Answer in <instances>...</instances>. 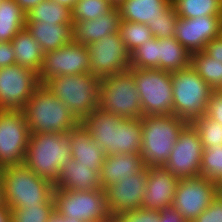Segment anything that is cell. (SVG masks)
Instances as JSON below:
<instances>
[{
    "instance_id": "1",
    "label": "cell",
    "mask_w": 222,
    "mask_h": 222,
    "mask_svg": "<svg viewBox=\"0 0 222 222\" xmlns=\"http://www.w3.org/2000/svg\"><path fill=\"white\" fill-rule=\"evenodd\" d=\"M81 123L91 133L105 156L114 154H141L142 122L138 118H124L96 108Z\"/></svg>"
},
{
    "instance_id": "2",
    "label": "cell",
    "mask_w": 222,
    "mask_h": 222,
    "mask_svg": "<svg viewBox=\"0 0 222 222\" xmlns=\"http://www.w3.org/2000/svg\"><path fill=\"white\" fill-rule=\"evenodd\" d=\"M141 155L145 167L164 166L182 129L188 124L174 114L142 116Z\"/></svg>"
},
{
    "instance_id": "3",
    "label": "cell",
    "mask_w": 222,
    "mask_h": 222,
    "mask_svg": "<svg viewBox=\"0 0 222 222\" xmlns=\"http://www.w3.org/2000/svg\"><path fill=\"white\" fill-rule=\"evenodd\" d=\"M23 113L31 133H67L80 121L44 85H40L24 106Z\"/></svg>"
},
{
    "instance_id": "4",
    "label": "cell",
    "mask_w": 222,
    "mask_h": 222,
    "mask_svg": "<svg viewBox=\"0 0 222 222\" xmlns=\"http://www.w3.org/2000/svg\"><path fill=\"white\" fill-rule=\"evenodd\" d=\"M70 157L67 133H31L23 163L30 171L55 185L61 166Z\"/></svg>"
},
{
    "instance_id": "5",
    "label": "cell",
    "mask_w": 222,
    "mask_h": 222,
    "mask_svg": "<svg viewBox=\"0 0 222 222\" xmlns=\"http://www.w3.org/2000/svg\"><path fill=\"white\" fill-rule=\"evenodd\" d=\"M1 174L5 204L10 209L43 205L53 196L54 185L24 163L1 169Z\"/></svg>"
},
{
    "instance_id": "6",
    "label": "cell",
    "mask_w": 222,
    "mask_h": 222,
    "mask_svg": "<svg viewBox=\"0 0 222 222\" xmlns=\"http://www.w3.org/2000/svg\"><path fill=\"white\" fill-rule=\"evenodd\" d=\"M81 122L98 108L100 78L92 73L59 75L43 84Z\"/></svg>"
},
{
    "instance_id": "7",
    "label": "cell",
    "mask_w": 222,
    "mask_h": 222,
    "mask_svg": "<svg viewBox=\"0 0 222 222\" xmlns=\"http://www.w3.org/2000/svg\"><path fill=\"white\" fill-rule=\"evenodd\" d=\"M173 114L188 123L206 114L212 89L191 67L171 72Z\"/></svg>"
},
{
    "instance_id": "8",
    "label": "cell",
    "mask_w": 222,
    "mask_h": 222,
    "mask_svg": "<svg viewBox=\"0 0 222 222\" xmlns=\"http://www.w3.org/2000/svg\"><path fill=\"white\" fill-rule=\"evenodd\" d=\"M98 107L124 118L143 116L135 77L129 70L100 78Z\"/></svg>"
},
{
    "instance_id": "9",
    "label": "cell",
    "mask_w": 222,
    "mask_h": 222,
    "mask_svg": "<svg viewBox=\"0 0 222 222\" xmlns=\"http://www.w3.org/2000/svg\"><path fill=\"white\" fill-rule=\"evenodd\" d=\"M135 77L143 116L173 114L171 72L159 69H128Z\"/></svg>"
},
{
    "instance_id": "10",
    "label": "cell",
    "mask_w": 222,
    "mask_h": 222,
    "mask_svg": "<svg viewBox=\"0 0 222 222\" xmlns=\"http://www.w3.org/2000/svg\"><path fill=\"white\" fill-rule=\"evenodd\" d=\"M55 211L64 218L84 222H110L103 189L89 191L54 189Z\"/></svg>"
},
{
    "instance_id": "11",
    "label": "cell",
    "mask_w": 222,
    "mask_h": 222,
    "mask_svg": "<svg viewBox=\"0 0 222 222\" xmlns=\"http://www.w3.org/2000/svg\"><path fill=\"white\" fill-rule=\"evenodd\" d=\"M30 135L23 111L0 110V170L23 163Z\"/></svg>"
},
{
    "instance_id": "12",
    "label": "cell",
    "mask_w": 222,
    "mask_h": 222,
    "mask_svg": "<svg viewBox=\"0 0 222 222\" xmlns=\"http://www.w3.org/2000/svg\"><path fill=\"white\" fill-rule=\"evenodd\" d=\"M40 85L38 73L27 67L0 68V110L23 111Z\"/></svg>"
},
{
    "instance_id": "13",
    "label": "cell",
    "mask_w": 222,
    "mask_h": 222,
    "mask_svg": "<svg viewBox=\"0 0 222 222\" xmlns=\"http://www.w3.org/2000/svg\"><path fill=\"white\" fill-rule=\"evenodd\" d=\"M87 49L89 73L99 78L119 74L130 68V52L119 32L104 35L99 41L89 44Z\"/></svg>"
},
{
    "instance_id": "14",
    "label": "cell",
    "mask_w": 222,
    "mask_h": 222,
    "mask_svg": "<svg viewBox=\"0 0 222 222\" xmlns=\"http://www.w3.org/2000/svg\"><path fill=\"white\" fill-rule=\"evenodd\" d=\"M203 150L198 131L188 123L180 132L164 167L179 180L201 176Z\"/></svg>"
},
{
    "instance_id": "15",
    "label": "cell",
    "mask_w": 222,
    "mask_h": 222,
    "mask_svg": "<svg viewBox=\"0 0 222 222\" xmlns=\"http://www.w3.org/2000/svg\"><path fill=\"white\" fill-rule=\"evenodd\" d=\"M218 194V185L205 177L180 179L172 206L188 222H192L212 204Z\"/></svg>"
},
{
    "instance_id": "16",
    "label": "cell",
    "mask_w": 222,
    "mask_h": 222,
    "mask_svg": "<svg viewBox=\"0 0 222 222\" xmlns=\"http://www.w3.org/2000/svg\"><path fill=\"white\" fill-rule=\"evenodd\" d=\"M90 57L87 45L71 41L57 50L44 53L43 65L38 73L39 82L59 75L89 73Z\"/></svg>"
},
{
    "instance_id": "17",
    "label": "cell",
    "mask_w": 222,
    "mask_h": 222,
    "mask_svg": "<svg viewBox=\"0 0 222 222\" xmlns=\"http://www.w3.org/2000/svg\"><path fill=\"white\" fill-rule=\"evenodd\" d=\"M222 35V15L197 18L178 17L175 26L176 40L190 53L203 51L206 44Z\"/></svg>"
},
{
    "instance_id": "18",
    "label": "cell",
    "mask_w": 222,
    "mask_h": 222,
    "mask_svg": "<svg viewBox=\"0 0 222 222\" xmlns=\"http://www.w3.org/2000/svg\"><path fill=\"white\" fill-rule=\"evenodd\" d=\"M148 178V167L136 172L126 180L104 189L106 204L111 216L120 212L142 208Z\"/></svg>"
},
{
    "instance_id": "19",
    "label": "cell",
    "mask_w": 222,
    "mask_h": 222,
    "mask_svg": "<svg viewBox=\"0 0 222 222\" xmlns=\"http://www.w3.org/2000/svg\"><path fill=\"white\" fill-rule=\"evenodd\" d=\"M179 179L164 166L148 167L142 208L160 211L172 206Z\"/></svg>"
},
{
    "instance_id": "20",
    "label": "cell",
    "mask_w": 222,
    "mask_h": 222,
    "mask_svg": "<svg viewBox=\"0 0 222 222\" xmlns=\"http://www.w3.org/2000/svg\"><path fill=\"white\" fill-rule=\"evenodd\" d=\"M67 137L70 144L71 157L88 169L100 172L105 159L104 150L95 143L91 133L83 124L80 122L69 130Z\"/></svg>"
},
{
    "instance_id": "21",
    "label": "cell",
    "mask_w": 222,
    "mask_h": 222,
    "mask_svg": "<svg viewBox=\"0 0 222 222\" xmlns=\"http://www.w3.org/2000/svg\"><path fill=\"white\" fill-rule=\"evenodd\" d=\"M120 20L117 7L93 20H72V41L88 46L102 39L104 35L119 32Z\"/></svg>"
},
{
    "instance_id": "22",
    "label": "cell",
    "mask_w": 222,
    "mask_h": 222,
    "mask_svg": "<svg viewBox=\"0 0 222 222\" xmlns=\"http://www.w3.org/2000/svg\"><path fill=\"white\" fill-rule=\"evenodd\" d=\"M145 168L141 154H114L105 156L100 171L101 189L132 177Z\"/></svg>"
},
{
    "instance_id": "23",
    "label": "cell",
    "mask_w": 222,
    "mask_h": 222,
    "mask_svg": "<svg viewBox=\"0 0 222 222\" xmlns=\"http://www.w3.org/2000/svg\"><path fill=\"white\" fill-rule=\"evenodd\" d=\"M100 188V172L88 169L72 157L61 166L59 180L54 185V189L82 192Z\"/></svg>"
},
{
    "instance_id": "24",
    "label": "cell",
    "mask_w": 222,
    "mask_h": 222,
    "mask_svg": "<svg viewBox=\"0 0 222 222\" xmlns=\"http://www.w3.org/2000/svg\"><path fill=\"white\" fill-rule=\"evenodd\" d=\"M25 28L40 44L44 53L54 51L72 41V24H54L29 22L26 19Z\"/></svg>"
},
{
    "instance_id": "25",
    "label": "cell",
    "mask_w": 222,
    "mask_h": 222,
    "mask_svg": "<svg viewBox=\"0 0 222 222\" xmlns=\"http://www.w3.org/2000/svg\"><path fill=\"white\" fill-rule=\"evenodd\" d=\"M172 0H124L117 8L121 20L151 24Z\"/></svg>"
},
{
    "instance_id": "26",
    "label": "cell",
    "mask_w": 222,
    "mask_h": 222,
    "mask_svg": "<svg viewBox=\"0 0 222 222\" xmlns=\"http://www.w3.org/2000/svg\"><path fill=\"white\" fill-rule=\"evenodd\" d=\"M16 65L27 67L39 73L42 65L44 52L35 38L26 28L20 30L11 40Z\"/></svg>"
},
{
    "instance_id": "27",
    "label": "cell",
    "mask_w": 222,
    "mask_h": 222,
    "mask_svg": "<svg viewBox=\"0 0 222 222\" xmlns=\"http://www.w3.org/2000/svg\"><path fill=\"white\" fill-rule=\"evenodd\" d=\"M191 53L174 36L158 39L159 70L178 71L190 66Z\"/></svg>"
},
{
    "instance_id": "28",
    "label": "cell",
    "mask_w": 222,
    "mask_h": 222,
    "mask_svg": "<svg viewBox=\"0 0 222 222\" xmlns=\"http://www.w3.org/2000/svg\"><path fill=\"white\" fill-rule=\"evenodd\" d=\"M26 13L14 0L0 1V42L11 41L25 28Z\"/></svg>"
},
{
    "instance_id": "29",
    "label": "cell",
    "mask_w": 222,
    "mask_h": 222,
    "mask_svg": "<svg viewBox=\"0 0 222 222\" xmlns=\"http://www.w3.org/2000/svg\"><path fill=\"white\" fill-rule=\"evenodd\" d=\"M190 66L213 91H218L222 86V61L198 51L191 53Z\"/></svg>"
},
{
    "instance_id": "30",
    "label": "cell",
    "mask_w": 222,
    "mask_h": 222,
    "mask_svg": "<svg viewBox=\"0 0 222 222\" xmlns=\"http://www.w3.org/2000/svg\"><path fill=\"white\" fill-rule=\"evenodd\" d=\"M26 18L29 22H44L56 24H72L71 9L53 0H45L31 9Z\"/></svg>"
},
{
    "instance_id": "31",
    "label": "cell",
    "mask_w": 222,
    "mask_h": 222,
    "mask_svg": "<svg viewBox=\"0 0 222 222\" xmlns=\"http://www.w3.org/2000/svg\"><path fill=\"white\" fill-rule=\"evenodd\" d=\"M178 17L222 15V0H172Z\"/></svg>"
},
{
    "instance_id": "32",
    "label": "cell",
    "mask_w": 222,
    "mask_h": 222,
    "mask_svg": "<svg viewBox=\"0 0 222 222\" xmlns=\"http://www.w3.org/2000/svg\"><path fill=\"white\" fill-rule=\"evenodd\" d=\"M119 33L130 53L154 38L146 24L126 20H120Z\"/></svg>"
},
{
    "instance_id": "33",
    "label": "cell",
    "mask_w": 222,
    "mask_h": 222,
    "mask_svg": "<svg viewBox=\"0 0 222 222\" xmlns=\"http://www.w3.org/2000/svg\"><path fill=\"white\" fill-rule=\"evenodd\" d=\"M201 176L216 183L222 182V146L204 148L201 160Z\"/></svg>"
},
{
    "instance_id": "34",
    "label": "cell",
    "mask_w": 222,
    "mask_h": 222,
    "mask_svg": "<svg viewBox=\"0 0 222 222\" xmlns=\"http://www.w3.org/2000/svg\"><path fill=\"white\" fill-rule=\"evenodd\" d=\"M130 67L159 69L157 38L145 42L130 53Z\"/></svg>"
},
{
    "instance_id": "35",
    "label": "cell",
    "mask_w": 222,
    "mask_h": 222,
    "mask_svg": "<svg viewBox=\"0 0 222 222\" xmlns=\"http://www.w3.org/2000/svg\"><path fill=\"white\" fill-rule=\"evenodd\" d=\"M12 222H48L55 212V200L52 196L45 204L29 208H13Z\"/></svg>"
},
{
    "instance_id": "36",
    "label": "cell",
    "mask_w": 222,
    "mask_h": 222,
    "mask_svg": "<svg viewBox=\"0 0 222 222\" xmlns=\"http://www.w3.org/2000/svg\"><path fill=\"white\" fill-rule=\"evenodd\" d=\"M114 7L107 0H77L71 9L72 20H93Z\"/></svg>"
},
{
    "instance_id": "37",
    "label": "cell",
    "mask_w": 222,
    "mask_h": 222,
    "mask_svg": "<svg viewBox=\"0 0 222 222\" xmlns=\"http://www.w3.org/2000/svg\"><path fill=\"white\" fill-rule=\"evenodd\" d=\"M193 126L199 133L203 148L209 146H222V124L211 119L206 114L195 119Z\"/></svg>"
},
{
    "instance_id": "38",
    "label": "cell",
    "mask_w": 222,
    "mask_h": 222,
    "mask_svg": "<svg viewBox=\"0 0 222 222\" xmlns=\"http://www.w3.org/2000/svg\"><path fill=\"white\" fill-rule=\"evenodd\" d=\"M178 16L175 7L171 3L162 13L160 17L152 21L151 24H146L151 30L154 38L163 39L175 35V26Z\"/></svg>"
},
{
    "instance_id": "39",
    "label": "cell",
    "mask_w": 222,
    "mask_h": 222,
    "mask_svg": "<svg viewBox=\"0 0 222 222\" xmlns=\"http://www.w3.org/2000/svg\"><path fill=\"white\" fill-rule=\"evenodd\" d=\"M159 211L138 208L111 216L110 222H158Z\"/></svg>"
},
{
    "instance_id": "40",
    "label": "cell",
    "mask_w": 222,
    "mask_h": 222,
    "mask_svg": "<svg viewBox=\"0 0 222 222\" xmlns=\"http://www.w3.org/2000/svg\"><path fill=\"white\" fill-rule=\"evenodd\" d=\"M192 222H222V196L218 194L212 204Z\"/></svg>"
},
{
    "instance_id": "41",
    "label": "cell",
    "mask_w": 222,
    "mask_h": 222,
    "mask_svg": "<svg viewBox=\"0 0 222 222\" xmlns=\"http://www.w3.org/2000/svg\"><path fill=\"white\" fill-rule=\"evenodd\" d=\"M206 115L222 124V93L212 91L207 105Z\"/></svg>"
},
{
    "instance_id": "42",
    "label": "cell",
    "mask_w": 222,
    "mask_h": 222,
    "mask_svg": "<svg viewBox=\"0 0 222 222\" xmlns=\"http://www.w3.org/2000/svg\"><path fill=\"white\" fill-rule=\"evenodd\" d=\"M16 64L11 41L0 42V68Z\"/></svg>"
},
{
    "instance_id": "43",
    "label": "cell",
    "mask_w": 222,
    "mask_h": 222,
    "mask_svg": "<svg viewBox=\"0 0 222 222\" xmlns=\"http://www.w3.org/2000/svg\"><path fill=\"white\" fill-rule=\"evenodd\" d=\"M158 222H188L173 206L159 211Z\"/></svg>"
},
{
    "instance_id": "44",
    "label": "cell",
    "mask_w": 222,
    "mask_h": 222,
    "mask_svg": "<svg viewBox=\"0 0 222 222\" xmlns=\"http://www.w3.org/2000/svg\"><path fill=\"white\" fill-rule=\"evenodd\" d=\"M203 52L212 58L222 61V35L206 44Z\"/></svg>"
},
{
    "instance_id": "45",
    "label": "cell",
    "mask_w": 222,
    "mask_h": 222,
    "mask_svg": "<svg viewBox=\"0 0 222 222\" xmlns=\"http://www.w3.org/2000/svg\"><path fill=\"white\" fill-rule=\"evenodd\" d=\"M22 10L27 14L31 9L37 6L40 2L45 0H14Z\"/></svg>"
},
{
    "instance_id": "46",
    "label": "cell",
    "mask_w": 222,
    "mask_h": 222,
    "mask_svg": "<svg viewBox=\"0 0 222 222\" xmlns=\"http://www.w3.org/2000/svg\"><path fill=\"white\" fill-rule=\"evenodd\" d=\"M0 222H12V210L6 204L0 206Z\"/></svg>"
},
{
    "instance_id": "47",
    "label": "cell",
    "mask_w": 222,
    "mask_h": 222,
    "mask_svg": "<svg viewBox=\"0 0 222 222\" xmlns=\"http://www.w3.org/2000/svg\"><path fill=\"white\" fill-rule=\"evenodd\" d=\"M48 222H84V221L78 219L64 218L57 211H55L51 215V218L48 220Z\"/></svg>"
},
{
    "instance_id": "48",
    "label": "cell",
    "mask_w": 222,
    "mask_h": 222,
    "mask_svg": "<svg viewBox=\"0 0 222 222\" xmlns=\"http://www.w3.org/2000/svg\"><path fill=\"white\" fill-rule=\"evenodd\" d=\"M53 1H56L57 3L66 6L69 9H72L77 0H53Z\"/></svg>"
},
{
    "instance_id": "49",
    "label": "cell",
    "mask_w": 222,
    "mask_h": 222,
    "mask_svg": "<svg viewBox=\"0 0 222 222\" xmlns=\"http://www.w3.org/2000/svg\"><path fill=\"white\" fill-rule=\"evenodd\" d=\"M5 205L4 190H3V177L0 170V206Z\"/></svg>"
},
{
    "instance_id": "50",
    "label": "cell",
    "mask_w": 222,
    "mask_h": 222,
    "mask_svg": "<svg viewBox=\"0 0 222 222\" xmlns=\"http://www.w3.org/2000/svg\"><path fill=\"white\" fill-rule=\"evenodd\" d=\"M113 7H118L124 0H107Z\"/></svg>"
},
{
    "instance_id": "51",
    "label": "cell",
    "mask_w": 222,
    "mask_h": 222,
    "mask_svg": "<svg viewBox=\"0 0 222 222\" xmlns=\"http://www.w3.org/2000/svg\"><path fill=\"white\" fill-rule=\"evenodd\" d=\"M219 195L222 196V182L218 184Z\"/></svg>"
},
{
    "instance_id": "52",
    "label": "cell",
    "mask_w": 222,
    "mask_h": 222,
    "mask_svg": "<svg viewBox=\"0 0 222 222\" xmlns=\"http://www.w3.org/2000/svg\"><path fill=\"white\" fill-rule=\"evenodd\" d=\"M220 93H222V86L219 88V90H218Z\"/></svg>"
}]
</instances>
